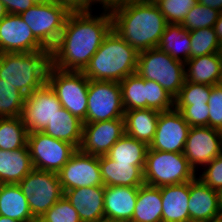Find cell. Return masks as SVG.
<instances>
[{
    "instance_id": "9f6ffc18",
    "label": "cell",
    "mask_w": 222,
    "mask_h": 222,
    "mask_svg": "<svg viewBox=\"0 0 222 222\" xmlns=\"http://www.w3.org/2000/svg\"><path fill=\"white\" fill-rule=\"evenodd\" d=\"M3 185H4V183L0 180V191H1V188Z\"/></svg>"
},
{
    "instance_id": "f35d334b",
    "label": "cell",
    "mask_w": 222,
    "mask_h": 222,
    "mask_svg": "<svg viewBox=\"0 0 222 222\" xmlns=\"http://www.w3.org/2000/svg\"><path fill=\"white\" fill-rule=\"evenodd\" d=\"M37 222H82L78 212L71 203L63 196Z\"/></svg>"
},
{
    "instance_id": "11a10c76",
    "label": "cell",
    "mask_w": 222,
    "mask_h": 222,
    "mask_svg": "<svg viewBox=\"0 0 222 222\" xmlns=\"http://www.w3.org/2000/svg\"><path fill=\"white\" fill-rule=\"evenodd\" d=\"M218 85L222 88V74H221V76H220V80H219V82H218Z\"/></svg>"
},
{
    "instance_id": "7a4b0ae2",
    "label": "cell",
    "mask_w": 222,
    "mask_h": 222,
    "mask_svg": "<svg viewBox=\"0 0 222 222\" xmlns=\"http://www.w3.org/2000/svg\"><path fill=\"white\" fill-rule=\"evenodd\" d=\"M111 14L113 30L138 53L159 45L167 22L157 5L128 1Z\"/></svg>"
},
{
    "instance_id": "f1b7e54d",
    "label": "cell",
    "mask_w": 222,
    "mask_h": 222,
    "mask_svg": "<svg viewBox=\"0 0 222 222\" xmlns=\"http://www.w3.org/2000/svg\"><path fill=\"white\" fill-rule=\"evenodd\" d=\"M157 47L173 59L186 63L191 50L189 31L181 24H167Z\"/></svg>"
},
{
    "instance_id": "ab89813d",
    "label": "cell",
    "mask_w": 222,
    "mask_h": 222,
    "mask_svg": "<svg viewBox=\"0 0 222 222\" xmlns=\"http://www.w3.org/2000/svg\"><path fill=\"white\" fill-rule=\"evenodd\" d=\"M181 112L190 127L209 126L208 105L174 106Z\"/></svg>"
},
{
    "instance_id": "6f0895ef",
    "label": "cell",
    "mask_w": 222,
    "mask_h": 222,
    "mask_svg": "<svg viewBox=\"0 0 222 222\" xmlns=\"http://www.w3.org/2000/svg\"><path fill=\"white\" fill-rule=\"evenodd\" d=\"M100 222H116V221L103 220V221H100Z\"/></svg>"
},
{
    "instance_id": "836d02e7",
    "label": "cell",
    "mask_w": 222,
    "mask_h": 222,
    "mask_svg": "<svg viewBox=\"0 0 222 222\" xmlns=\"http://www.w3.org/2000/svg\"><path fill=\"white\" fill-rule=\"evenodd\" d=\"M191 40L190 58L218 53L220 41L214 28L196 29L189 32Z\"/></svg>"
},
{
    "instance_id": "5bb4252c",
    "label": "cell",
    "mask_w": 222,
    "mask_h": 222,
    "mask_svg": "<svg viewBox=\"0 0 222 222\" xmlns=\"http://www.w3.org/2000/svg\"><path fill=\"white\" fill-rule=\"evenodd\" d=\"M190 125L175 107L159 114L154 139L150 149L183 153Z\"/></svg>"
},
{
    "instance_id": "681fc988",
    "label": "cell",
    "mask_w": 222,
    "mask_h": 222,
    "mask_svg": "<svg viewBox=\"0 0 222 222\" xmlns=\"http://www.w3.org/2000/svg\"><path fill=\"white\" fill-rule=\"evenodd\" d=\"M0 222H19V221L0 215Z\"/></svg>"
},
{
    "instance_id": "d590c367",
    "label": "cell",
    "mask_w": 222,
    "mask_h": 222,
    "mask_svg": "<svg viewBox=\"0 0 222 222\" xmlns=\"http://www.w3.org/2000/svg\"><path fill=\"white\" fill-rule=\"evenodd\" d=\"M211 85L184 81L179 95L174 99V106L208 105Z\"/></svg>"
},
{
    "instance_id": "484cf974",
    "label": "cell",
    "mask_w": 222,
    "mask_h": 222,
    "mask_svg": "<svg viewBox=\"0 0 222 222\" xmlns=\"http://www.w3.org/2000/svg\"><path fill=\"white\" fill-rule=\"evenodd\" d=\"M83 122L62 107L48 122L45 134L74 145L79 149L82 141Z\"/></svg>"
},
{
    "instance_id": "7dc6e473",
    "label": "cell",
    "mask_w": 222,
    "mask_h": 222,
    "mask_svg": "<svg viewBox=\"0 0 222 222\" xmlns=\"http://www.w3.org/2000/svg\"><path fill=\"white\" fill-rule=\"evenodd\" d=\"M214 31L217 35L218 40L222 41V12H220L218 20L214 24Z\"/></svg>"
},
{
    "instance_id": "db71d44e",
    "label": "cell",
    "mask_w": 222,
    "mask_h": 222,
    "mask_svg": "<svg viewBox=\"0 0 222 222\" xmlns=\"http://www.w3.org/2000/svg\"><path fill=\"white\" fill-rule=\"evenodd\" d=\"M218 54L222 60V41L220 42V45H219V50H218Z\"/></svg>"
},
{
    "instance_id": "277c9868",
    "label": "cell",
    "mask_w": 222,
    "mask_h": 222,
    "mask_svg": "<svg viewBox=\"0 0 222 222\" xmlns=\"http://www.w3.org/2000/svg\"><path fill=\"white\" fill-rule=\"evenodd\" d=\"M51 66V50L0 53V78L15 86L25 96L47 83Z\"/></svg>"
},
{
    "instance_id": "4dcf8cb0",
    "label": "cell",
    "mask_w": 222,
    "mask_h": 222,
    "mask_svg": "<svg viewBox=\"0 0 222 222\" xmlns=\"http://www.w3.org/2000/svg\"><path fill=\"white\" fill-rule=\"evenodd\" d=\"M26 126L20 116L0 118V149L16 150L27 145Z\"/></svg>"
},
{
    "instance_id": "3957f363",
    "label": "cell",
    "mask_w": 222,
    "mask_h": 222,
    "mask_svg": "<svg viewBox=\"0 0 222 222\" xmlns=\"http://www.w3.org/2000/svg\"><path fill=\"white\" fill-rule=\"evenodd\" d=\"M137 59L138 52L112 29L83 73L94 81L121 82L136 73Z\"/></svg>"
},
{
    "instance_id": "8992f818",
    "label": "cell",
    "mask_w": 222,
    "mask_h": 222,
    "mask_svg": "<svg viewBox=\"0 0 222 222\" xmlns=\"http://www.w3.org/2000/svg\"><path fill=\"white\" fill-rule=\"evenodd\" d=\"M195 171L183 153L148 149L145 167V184L161 187L189 182L196 177Z\"/></svg>"
},
{
    "instance_id": "7c38bea8",
    "label": "cell",
    "mask_w": 222,
    "mask_h": 222,
    "mask_svg": "<svg viewBox=\"0 0 222 222\" xmlns=\"http://www.w3.org/2000/svg\"><path fill=\"white\" fill-rule=\"evenodd\" d=\"M62 108L51 87L46 83L25 97L21 119L27 132H43L48 122Z\"/></svg>"
},
{
    "instance_id": "5b68a950",
    "label": "cell",
    "mask_w": 222,
    "mask_h": 222,
    "mask_svg": "<svg viewBox=\"0 0 222 222\" xmlns=\"http://www.w3.org/2000/svg\"><path fill=\"white\" fill-rule=\"evenodd\" d=\"M136 73L157 82L175 99L185 81V63L155 47L138 53Z\"/></svg>"
},
{
    "instance_id": "4fadbf2b",
    "label": "cell",
    "mask_w": 222,
    "mask_h": 222,
    "mask_svg": "<svg viewBox=\"0 0 222 222\" xmlns=\"http://www.w3.org/2000/svg\"><path fill=\"white\" fill-rule=\"evenodd\" d=\"M63 191L80 187L104 186L99 156L86 154L77 149L58 172Z\"/></svg>"
},
{
    "instance_id": "bcb514c9",
    "label": "cell",
    "mask_w": 222,
    "mask_h": 222,
    "mask_svg": "<svg viewBox=\"0 0 222 222\" xmlns=\"http://www.w3.org/2000/svg\"><path fill=\"white\" fill-rule=\"evenodd\" d=\"M198 3L222 12V0H198Z\"/></svg>"
},
{
    "instance_id": "4316f807",
    "label": "cell",
    "mask_w": 222,
    "mask_h": 222,
    "mask_svg": "<svg viewBox=\"0 0 222 222\" xmlns=\"http://www.w3.org/2000/svg\"><path fill=\"white\" fill-rule=\"evenodd\" d=\"M0 215L19 222H37L33 217L27 198L18 184H4L0 191Z\"/></svg>"
},
{
    "instance_id": "603a6c76",
    "label": "cell",
    "mask_w": 222,
    "mask_h": 222,
    "mask_svg": "<svg viewBox=\"0 0 222 222\" xmlns=\"http://www.w3.org/2000/svg\"><path fill=\"white\" fill-rule=\"evenodd\" d=\"M159 114L160 111L150 108L125 111V134L149 146L155 136Z\"/></svg>"
},
{
    "instance_id": "e0dca14e",
    "label": "cell",
    "mask_w": 222,
    "mask_h": 222,
    "mask_svg": "<svg viewBox=\"0 0 222 222\" xmlns=\"http://www.w3.org/2000/svg\"><path fill=\"white\" fill-rule=\"evenodd\" d=\"M46 49L17 14H7L0 22V53H32Z\"/></svg>"
},
{
    "instance_id": "ac0fdd59",
    "label": "cell",
    "mask_w": 222,
    "mask_h": 222,
    "mask_svg": "<svg viewBox=\"0 0 222 222\" xmlns=\"http://www.w3.org/2000/svg\"><path fill=\"white\" fill-rule=\"evenodd\" d=\"M188 212L191 222H213L222 218L218 191L195 177L190 181Z\"/></svg>"
},
{
    "instance_id": "f6af8a7d",
    "label": "cell",
    "mask_w": 222,
    "mask_h": 222,
    "mask_svg": "<svg viewBox=\"0 0 222 222\" xmlns=\"http://www.w3.org/2000/svg\"><path fill=\"white\" fill-rule=\"evenodd\" d=\"M101 4L103 9L102 11H107V12H112L116 8L121 7L124 3H126L125 0H91V12L92 10V5L94 4Z\"/></svg>"
},
{
    "instance_id": "9a60e30c",
    "label": "cell",
    "mask_w": 222,
    "mask_h": 222,
    "mask_svg": "<svg viewBox=\"0 0 222 222\" xmlns=\"http://www.w3.org/2000/svg\"><path fill=\"white\" fill-rule=\"evenodd\" d=\"M221 153V131L209 126L190 127L183 154L195 171L199 165L204 168Z\"/></svg>"
},
{
    "instance_id": "8d00e7d4",
    "label": "cell",
    "mask_w": 222,
    "mask_h": 222,
    "mask_svg": "<svg viewBox=\"0 0 222 222\" xmlns=\"http://www.w3.org/2000/svg\"><path fill=\"white\" fill-rule=\"evenodd\" d=\"M146 108L160 112L174 108V98L157 82L145 79Z\"/></svg>"
},
{
    "instance_id": "d6986e66",
    "label": "cell",
    "mask_w": 222,
    "mask_h": 222,
    "mask_svg": "<svg viewBox=\"0 0 222 222\" xmlns=\"http://www.w3.org/2000/svg\"><path fill=\"white\" fill-rule=\"evenodd\" d=\"M104 191L105 186L80 187L66 190L64 196L82 222H100L105 220Z\"/></svg>"
},
{
    "instance_id": "7bdbcfd3",
    "label": "cell",
    "mask_w": 222,
    "mask_h": 222,
    "mask_svg": "<svg viewBox=\"0 0 222 222\" xmlns=\"http://www.w3.org/2000/svg\"><path fill=\"white\" fill-rule=\"evenodd\" d=\"M7 12V14H17L28 10L30 7L35 5L30 0H0Z\"/></svg>"
},
{
    "instance_id": "d4e9b609",
    "label": "cell",
    "mask_w": 222,
    "mask_h": 222,
    "mask_svg": "<svg viewBox=\"0 0 222 222\" xmlns=\"http://www.w3.org/2000/svg\"><path fill=\"white\" fill-rule=\"evenodd\" d=\"M222 74V60L218 53L190 58L185 63V81L204 85H218Z\"/></svg>"
},
{
    "instance_id": "7402d4cb",
    "label": "cell",
    "mask_w": 222,
    "mask_h": 222,
    "mask_svg": "<svg viewBox=\"0 0 222 222\" xmlns=\"http://www.w3.org/2000/svg\"><path fill=\"white\" fill-rule=\"evenodd\" d=\"M162 222H191L188 212L190 181L160 187Z\"/></svg>"
},
{
    "instance_id": "816d5d0a",
    "label": "cell",
    "mask_w": 222,
    "mask_h": 222,
    "mask_svg": "<svg viewBox=\"0 0 222 222\" xmlns=\"http://www.w3.org/2000/svg\"><path fill=\"white\" fill-rule=\"evenodd\" d=\"M141 1H143L145 3L157 5V4H159L163 0H141Z\"/></svg>"
},
{
    "instance_id": "30bf717a",
    "label": "cell",
    "mask_w": 222,
    "mask_h": 222,
    "mask_svg": "<svg viewBox=\"0 0 222 222\" xmlns=\"http://www.w3.org/2000/svg\"><path fill=\"white\" fill-rule=\"evenodd\" d=\"M27 145L34 169L58 173L77 148L44 132H29Z\"/></svg>"
},
{
    "instance_id": "74e56055",
    "label": "cell",
    "mask_w": 222,
    "mask_h": 222,
    "mask_svg": "<svg viewBox=\"0 0 222 222\" xmlns=\"http://www.w3.org/2000/svg\"><path fill=\"white\" fill-rule=\"evenodd\" d=\"M198 0H163L157 4L167 24H181Z\"/></svg>"
},
{
    "instance_id": "f546056e",
    "label": "cell",
    "mask_w": 222,
    "mask_h": 222,
    "mask_svg": "<svg viewBox=\"0 0 222 222\" xmlns=\"http://www.w3.org/2000/svg\"><path fill=\"white\" fill-rule=\"evenodd\" d=\"M149 146L124 134L108 151L106 156L116 163L145 165Z\"/></svg>"
},
{
    "instance_id": "f907efd6",
    "label": "cell",
    "mask_w": 222,
    "mask_h": 222,
    "mask_svg": "<svg viewBox=\"0 0 222 222\" xmlns=\"http://www.w3.org/2000/svg\"><path fill=\"white\" fill-rule=\"evenodd\" d=\"M219 206L222 212V187L218 190Z\"/></svg>"
},
{
    "instance_id": "f5cc1de1",
    "label": "cell",
    "mask_w": 222,
    "mask_h": 222,
    "mask_svg": "<svg viewBox=\"0 0 222 222\" xmlns=\"http://www.w3.org/2000/svg\"><path fill=\"white\" fill-rule=\"evenodd\" d=\"M30 1L34 4H41V3L47 2L48 0H30Z\"/></svg>"
},
{
    "instance_id": "680465c9",
    "label": "cell",
    "mask_w": 222,
    "mask_h": 222,
    "mask_svg": "<svg viewBox=\"0 0 222 222\" xmlns=\"http://www.w3.org/2000/svg\"><path fill=\"white\" fill-rule=\"evenodd\" d=\"M213 222H222V219H220V220H217V221H213Z\"/></svg>"
},
{
    "instance_id": "cb8c5ba5",
    "label": "cell",
    "mask_w": 222,
    "mask_h": 222,
    "mask_svg": "<svg viewBox=\"0 0 222 222\" xmlns=\"http://www.w3.org/2000/svg\"><path fill=\"white\" fill-rule=\"evenodd\" d=\"M33 169L28 145L13 151L0 149V180L4 184H18Z\"/></svg>"
},
{
    "instance_id": "ee69618b",
    "label": "cell",
    "mask_w": 222,
    "mask_h": 222,
    "mask_svg": "<svg viewBox=\"0 0 222 222\" xmlns=\"http://www.w3.org/2000/svg\"><path fill=\"white\" fill-rule=\"evenodd\" d=\"M70 12H91V0H54Z\"/></svg>"
},
{
    "instance_id": "6da1fadb",
    "label": "cell",
    "mask_w": 222,
    "mask_h": 222,
    "mask_svg": "<svg viewBox=\"0 0 222 222\" xmlns=\"http://www.w3.org/2000/svg\"><path fill=\"white\" fill-rule=\"evenodd\" d=\"M112 29L111 12L94 16L92 12H71L51 50L52 66L63 71L83 72Z\"/></svg>"
},
{
    "instance_id": "c3c4849f",
    "label": "cell",
    "mask_w": 222,
    "mask_h": 222,
    "mask_svg": "<svg viewBox=\"0 0 222 222\" xmlns=\"http://www.w3.org/2000/svg\"><path fill=\"white\" fill-rule=\"evenodd\" d=\"M7 15V12L5 10V7L3 5V3L0 1V22L2 21V19Z\"/></svg>"
},
{
    "instance_id": "52a82bcc",
    "label": "cell",
    "mask_w": 222,
    "mask_h": 222,
    "mask_svg": "<svg viewBox=\"0 0 222 222\" xmlns=\"http://www.w3.org/2000/svg\"><path fill=\"white\" fill-rule=\"evenodd\" d=\"M71 12L54 0L35 4L19 14L30 27L34 37L48 50L59 40Z\"/></svg>"
},
{
    "instance_id": "44dd1931",
    "label": "cell",
    "mask_w": 222,
    "mask_h": 222,
    "mask_svg": "<svg viewBox=\"0 0 222 222\" xmlns=\"http://www.w3.org/2000/svg\"><path fill=\"white\" fill-rule=\"evenodd\" d=\"M99 165L104 186L140 187L145 184V165L116 163L106 155L99 156Z\"/></svg>"
},
{
    "instance_id": "60d3db41",
    "label": "cell",
    "mask_w": 222,
    "mask_h": 222,
    "mask_svg": "<svg viewBox=\"0 0 222 222\" xmlns=\"http://www.w3.org/2000/svg\"><path fill=\"white\" fill-rule=\"evenodd\" d=\"M209 107V127L222 132V88L219 85L212 86Z\"/></svg>"
},
{
    "instance_id": "1f68e13d",
    "label": "cell",
    "mask_w": 222,
    "mask_h": 222,
    "mask_svg": "<svg viewBox=\"0 0 222 222\" xmlns=\"http://www.w3.org/2000/svg\"><path fill=\"white\" fill-rule=\"evenodd\" d=\"M124 110L146 108L145 79L137 73L128 75L120 82Z\"/></svg>"
},
{
    "instance_id": "2e32d148",
    "label": "cell",
    "mask_w": 222,
    "mask_h": 222,
    "mask_svg": "<svg viewBox=\"0 0 222 222\" xmlns=\"http://www.w3.org/2000/svg\"><path fill=\"white\" fill-rule=\"evenodd\" d=\"M124 134V118L84 123L79 150L93 156L106 155Z\"/></svg>"
},
{
    "instance_id": "b9f144b4",
    "label": "cell",
    "mask_w": 222,
    "mask_h": 222,
    "mask_svg": "<svg viewBox=\"0 0 222 222\" xmlns=\"http://www.w3.org/2000/svg\"><path fill=\"white\" fill-rule=\"evenodd\" d=\"M204 169L199 179L218 191L222 187V153L205 165Z\"/></svg>"
},
{
    "instance_id": "83f0119b",
    "label": "cell",
    "mask_w": 222,
    "mask_h": 222,
    "mask_svg": "<svg viewBox=\"0 0 222 222\" xmlns=\"http://www.w3.org/2000/svg\"><path fill=\"white\" fill-rule=\"evenodd\" d=\"M162 210L160 187L143 184L130 222H162Z\"/></svg>"
},
{
    "instance_id": "ffe728a7",
    "label": "cell",
    "mask_w": 222,
    "mask_h": 222,
    "mask_svg": "<svg viewBox=\"0 0 222 222\" xmlns=\"http://www.w3.org/2000/svg\"><path fill=\"white\" fill-rule=\"evenodd\" d=\"M139 187L105 186V220L130 222L136 206Z\"/></svg>"
},
{
    "instance_id": "ba28073f",
    "label": "cell",
    "mask_w": 222,
    "mask_h": 222,
    "mask_svg": "<svg viewBox=\"0 0 222 222\" xmlns=\"http://www.w3.org/2000/svg\"><path fill=\"white\" fill-rule=\"evenodd\" d=\"M47 84L58 97L62 107L85 123L88 105L89 79L83 72L63 71L51 66Z\"/></svg>"
},
{
    "instance_id": "8fae6325",
    "label": "cell",
    "mask_w": 222,
    "mask_h": 222,
    "mask_svg": "<svg viewBox=\"0 0 222 222\" xmlns=\"http://www.w3.org/2000/svg\"><path fill=\"white\" fill-rule=\"evenodd\" d=\"M120 82L89 79L85 123L124 118Z\"/></svg>"
},
{
    "instance_id": "e575fe53",
    "label": "cell",
    "mask_w": 222,
    "mask_h": 222,
    "mask_svg": "<svg viewBox=\"0 0 222 222\" xmlns=\"http://www.w3.org/2000/svg\"><path fill=\"white\" fill-rule=\"evenodd\" d=\"M219 14L218 10L197 3L190 9L181 25L189 32L196 29L213 28Z\"/></svg>"
},
{
    "instance_id": "d6a6232c",
    "label": "cell",
    "mask_w": 222,
    "mask_h": 222,
    "mask_svg": "<svg viewBox=\"0 0 222 222\" xmlns=\"http://www.w3.org/2000/svg\"><path fill=\"white\" fill-rule=\"evenodd\" d=\"M25 95L0 78V118L21 116Z\"/></svg>"
},
{
    "instance_id": "9c48e42d",
    "label": "cell",
    "mask_w": 222,
    "mask_h": 222,
    "mask_svg": "<svg viewBox=\"0 0 222 222\" xmlns=\"http://www.w3.org/2000/svg\"><path fill=\"white\" fill-rule=\"evenodd\" d=\"M18 185L36 220L64 196L58 173L55 172L33 169Z\"/></svg>"
}]
</instances>
